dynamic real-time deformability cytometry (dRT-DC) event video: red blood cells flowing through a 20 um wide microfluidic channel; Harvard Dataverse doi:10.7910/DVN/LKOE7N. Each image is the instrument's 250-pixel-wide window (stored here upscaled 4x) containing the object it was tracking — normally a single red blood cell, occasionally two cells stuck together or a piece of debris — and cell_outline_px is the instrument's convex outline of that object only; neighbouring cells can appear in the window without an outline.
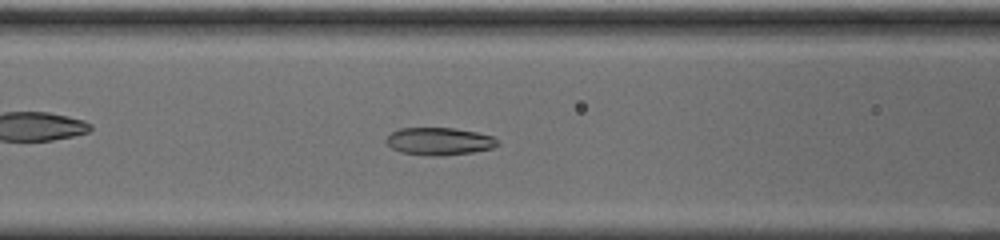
{"species": "common noctule bat (a hibernating species)", "species_latin": "Nyctalus noctula", "temperature_condition": "cold", "stored_images_in_passage": 52, "segment_of_instrument_passage": [1, 2], "camera_frame_rate_fps": 3000, "um_per_image_px": 0.085, "animal": {"sex": "male", "body_mass_g": 20.0, "forearm_length_mm": 53.3}, "frame": {"image": 1, "passage_image": 19, "time_ms": 6.0, "image_size_px": [1000, 240], "cell_outline_px": [[500, 144], [492, 148], [472, 152], [440, 156], [432, 156], [400, 152], [392, 148], [388, 144], [388, 136], [392, 132], [400, 128], [456, 128], [476, 132], [492, 136], [500, 140]], "centroid_in_image_um": [37.38, 12.01], "position_along_channel_um": 129.2, "area_um2": 17.8}}
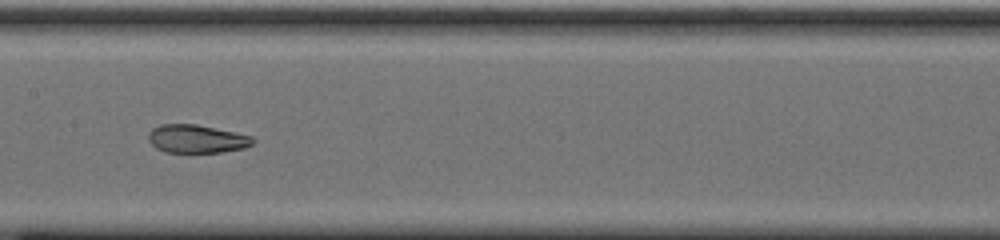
{"frame": {"image": 2, "passage_image": 24, "time_ms": 7.667, "image_size_px": [1000, 240], "cell_outline_px": [[256, 140], [252, 144], [244, 148], [220, 152], [164, 152], [156, 148], [148, 140], [148, 132], [152, 128], [160, 124], [196, 124], [252, 136]], "centroid_in_image_um": [16.69, 11.8], "position_along_channel_um": 190.7, "area_um2": 17.17}}
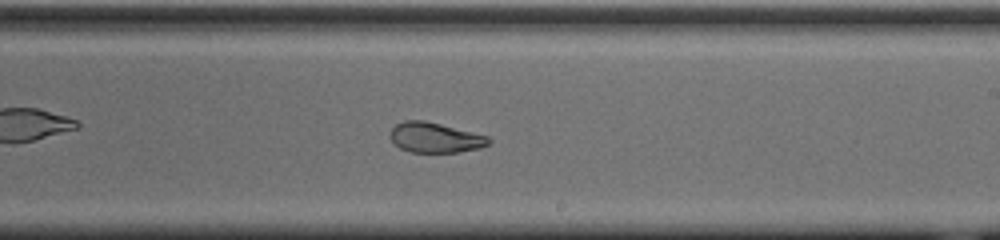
{"frame": {"image": 3, "passage_image": 29, "time_ms": 9.333, "image_size_px": [1000, 240], "cell_outline_px": [[492, 144], [480, 148], [460, 152], [408, 152], [400, 148], [388, 136], [392, 128], [396, 124], [404, 120], [424, 120], [488, 136], [492, 140]], "centroid_in_image_um": [36.99, 11.7], "position_along_channel_um": 252.0, "area_um2": 17.4}}